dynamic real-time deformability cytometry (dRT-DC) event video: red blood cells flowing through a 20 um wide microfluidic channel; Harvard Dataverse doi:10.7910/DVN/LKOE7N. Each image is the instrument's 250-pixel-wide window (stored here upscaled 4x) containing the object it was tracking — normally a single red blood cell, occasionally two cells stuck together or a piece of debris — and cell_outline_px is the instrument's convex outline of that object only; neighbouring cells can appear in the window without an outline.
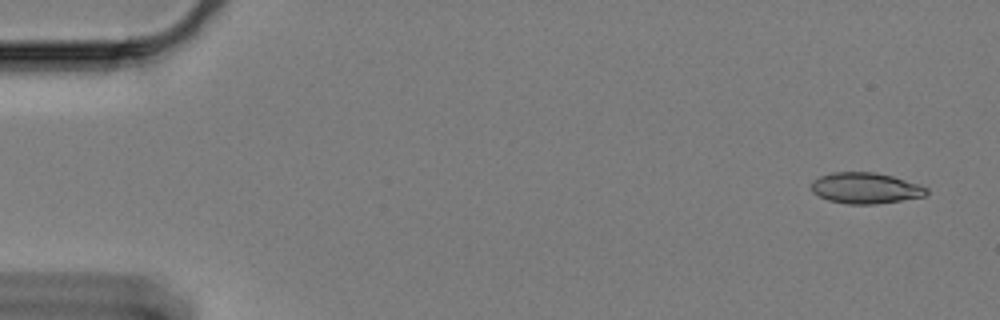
{"species": "Egyptian fruit bat (a non-hibernating species)", "species_latin": "Rousettus aegyptiacus", "temperature_condition": "cold", "stored_images_in_passage": 35, "camera_frame_rate_fps": 3000, "um_per_image_px": 0.085, "animal": {"sex": "female"}, "frame": {"image": 1, "passage_image": 1, "time_ms": 0.0, "image_size_px": [1000, 320], "cell_outline_px": [[928, 192], [924, 196], [876, 204], [848, 204], [828, 200], [812, 192], [812, 180], [820, 176], [832, 172], [876, 172], [892, 176], [920, 184], [928, 188]], "centroid_in_image_um": [73.56, 15.98], "position_along_channel_um": 11.4, "area_um2": 20.75}}
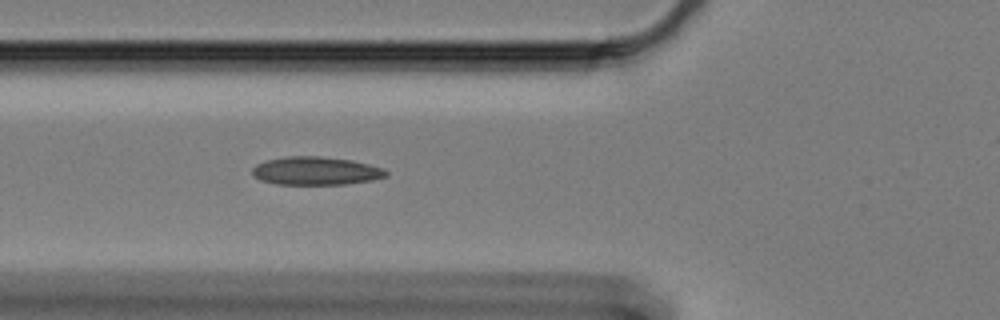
{"frame": {"image": 2, "passage_image": 20, "time_ms": 6.333, "image_size_px": [1000, 320], "cell_outline_px": [[388, 176], [372, 180], [344, 184], [276, 184], [260, 180], [252, 176], [252, 168], [256, 164], [268, 160], [288, 156], [320, 156], [352, 160], [384, 168], [388, 172]], "centroid_in_image_um": [26.84, 14.52], "position_along_channel_um": 99.0, "area_um2": 22.02}}
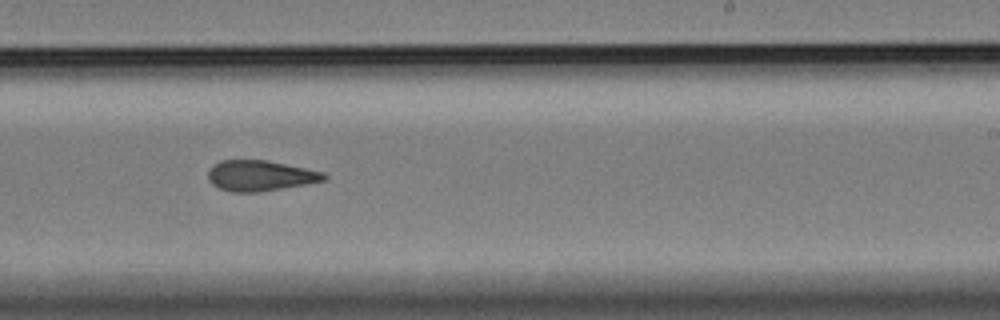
{"frame": {"image": 3, "passage_image": 35, "time_ms": 11.333, "image_size_px": [1000, 320], "cell_outline_px": [[328, 176], [324, 180], [304, 184], [256, 192], [232, 192], [220, 188], [212, 184], [208, 180], [208, 172], [220, 160], [264, 160], [324, 172]], "centroid_in_image_um": [22.09, 14.93], "position_along_channel_um": 266.9, "area_um2": 20.17}}